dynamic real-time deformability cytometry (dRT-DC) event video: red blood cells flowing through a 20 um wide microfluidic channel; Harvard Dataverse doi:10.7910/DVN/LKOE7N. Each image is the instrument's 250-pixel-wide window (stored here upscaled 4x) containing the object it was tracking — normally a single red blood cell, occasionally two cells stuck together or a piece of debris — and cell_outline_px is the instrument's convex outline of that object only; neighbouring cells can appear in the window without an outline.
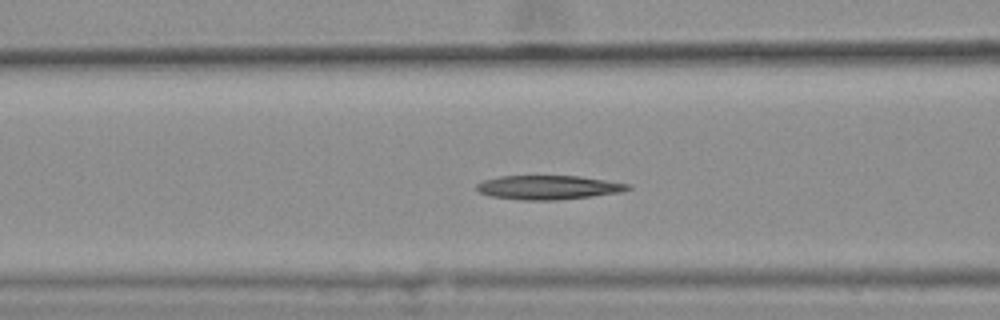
{"species": "common noctule bat (a hibernating species)", "species_latin": "Nyctalus noctula", "temperature_condition": "warm", "stored_images_in_passage": 38, "camera_frame_rate_fps": 3000, "um_per_image_px": 0.085, "animal": {"sex": "female", "body_mass_g": 25.1}, "frame": {"image": 1, "passage_image": 12, "time_ms": 3.667, "image_size_px": [1000, 320], "cell_outline_px": [[632, 188], [624, 192], [592, 196], [556, 200], [516, 200], [492, 196], [480, 192], [476, 188], [476, 184], [484, 180], [500, 176], [580, 176], [632, 184]], "centroid_in_image_um": [46.66, 15.93], "position_along_channel_um": 119.9, "area_um2": 21.33}}